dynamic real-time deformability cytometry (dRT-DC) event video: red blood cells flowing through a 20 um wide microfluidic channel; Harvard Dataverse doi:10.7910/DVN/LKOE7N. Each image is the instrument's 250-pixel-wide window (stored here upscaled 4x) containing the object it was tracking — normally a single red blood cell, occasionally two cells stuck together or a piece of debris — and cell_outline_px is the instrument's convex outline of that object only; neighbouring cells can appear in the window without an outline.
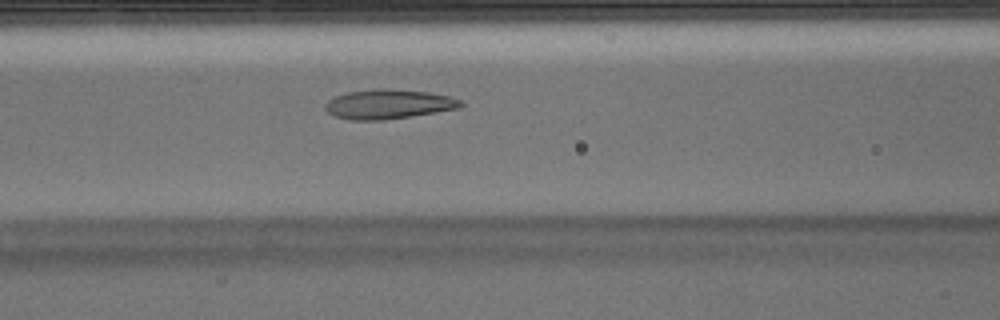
{"species": "Egyptian fruit bat (a non-hibernating species)", "species_latin": "Rousettus aegyptiacus", "temperature_condition": "warm", "stored_images_in_passage": 50, "camera_frame_rate_fps": 3000, "um_per_image_px": 0.085, "animal": {"sex": "male"}, "frame": {"image": 1, "passage_image": 20, "time_ms": 6.333, "image_size_px": [1000, 320], "cell_outline_px": [[464, 104], [460, 108], [412, 116], [384, 120], [352, 120], [336, 116], [328, 112], [324, 108], [324, 104], [328, 100], [336, 96], [348, 92], [372, 88], [384, 88], [428, 92], [452, 96], [464, 100]], "centroid_in_image_um": [33.06, 8.84], "position_along_channel_um": 133.5, "area_um2": 23.52}}
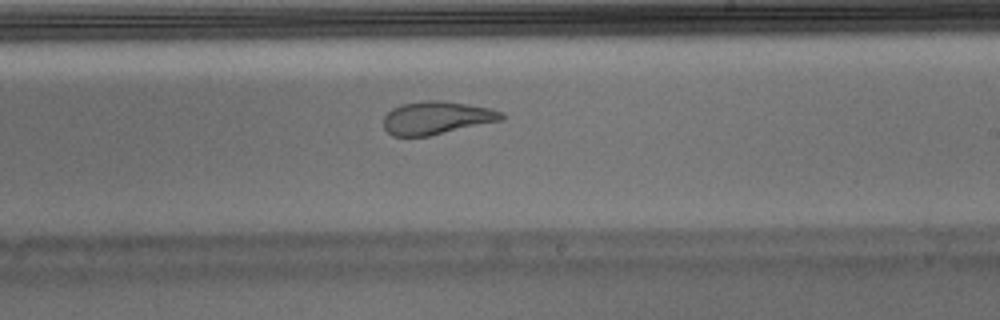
{"frame": {"image": 2, "passage_image": 29, "time_ms": 9.333, "image_size_px": [1000, 320], "cell_outline_px": [[508, 116], [504, 120], [428, 136], [392, 136], [384, 128], [384, 116], [392, 108], [404, 104], [428, 100], [440, 100], [492, 108], [504, 112]], "centroid_in_image_um": [37.18, 10.02], "position_along_channel_um": 251.8, "area_um2": 22.77}}
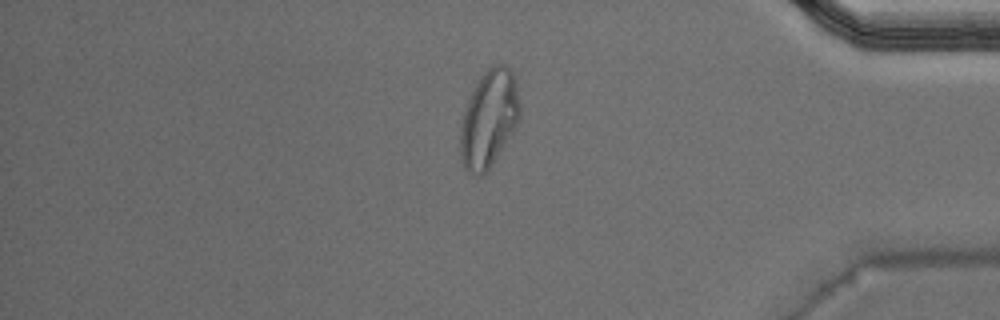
{"frame": {"image": 3, "passage_image": 42, "time_ms": 13.667, "image_size_px": [1000, 320], "cell_outline_px": [[520, 116], [512, 136], [488, 172], [484, 176], [480, 176], [468, 172], [464, 168], [460, 152], [460, 124], [468, 100], [476, 84], [484, 72], [492, 64], [504, 64], [516, 76], [520, 104]], "centroid_in_image_um": [41.58, 10.13], "position_along_channel_um": 393.6, "area_um2": 34.28}, "authors_computed_cell_mechanics": {"area_um2": 24.565, "velocity_mm_per_s": 3.9499, "shape_relaxation_time_tau1_ms": null, "shape_relaxation_time_tau2_ms": 1.472, "deformation_change_tau1": null, "deformation_change_tau2": 0.0812}}